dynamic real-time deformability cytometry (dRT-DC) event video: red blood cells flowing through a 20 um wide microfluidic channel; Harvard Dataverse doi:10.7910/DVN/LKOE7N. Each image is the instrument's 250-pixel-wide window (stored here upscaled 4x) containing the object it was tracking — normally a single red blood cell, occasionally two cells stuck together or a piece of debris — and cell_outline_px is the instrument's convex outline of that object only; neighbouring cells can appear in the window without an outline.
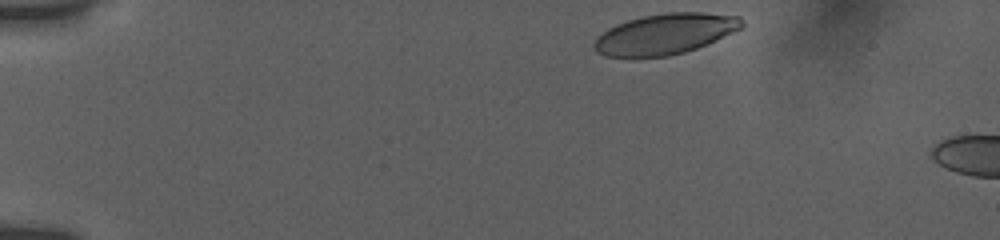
{"species": "human", "species_latin": "Homo sapiens", "temperature_condition": "room temperature", "stored_images_in_passage": 39, "camera_frame_rate_fps": 3000, "um_per_image_px": 0.085, "donor": {"sex": "female"}, "frame": {"image": 1, "passage_image": 1, "time_ms": 0.0, "image_size_px": [1000, 240], "cell_outline_px": [[744, 24], [740, 28], [732, 32], [696, 48], [684, 52], [668, 56], [604, 56], [596, 52], [592, 48], [592, 44], [596, 36], [608, 28], [616, 24], [628, 20], [644, 16], [664, 12], [700, 12], [740, 16], [744, 20]], "centroid_in_image_um": [56.48, 2.87], "position_along_channel_um": 28.5, "area_um2": 34.8}}
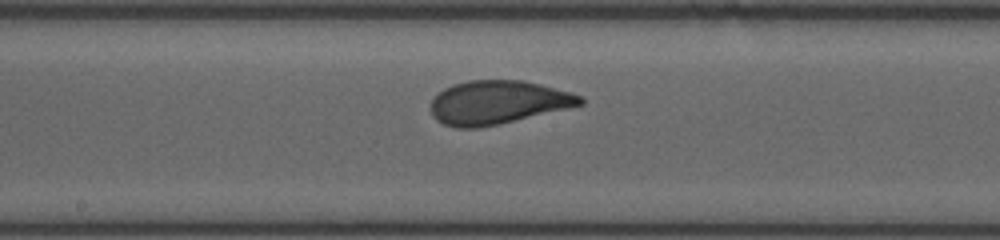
{"frame": {"image": 2, "passage_image": 22, "time_ms": 7.0, "image_size_px": [1000, 240], "cell_outline_px": [[584, 104], [568, 108], [496, 124], [476, 128], [456, 128], [444, 124], [436, 120], [432, 116], [428, 108], [432, 100], [444, 88], [452, 84], [468, 80], [524, 80], [572, 92], [580, 96], [584, 100]], "centroid_in_image_um": [42.27, 8.69], "position_along_channel_um": 205.9, "area_um2": 37.86}}
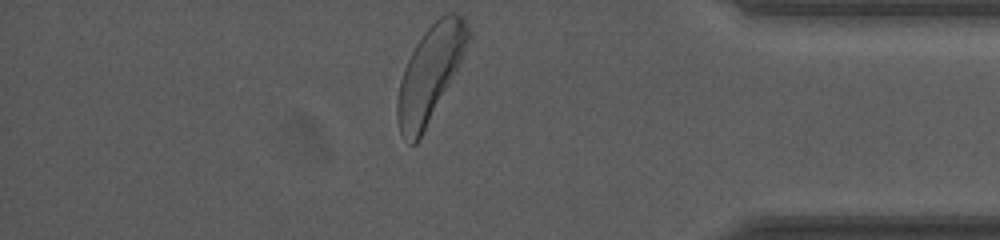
{"frame": {"image": 3, "passage_image": 39, "time_ms": 12.667, "image_size_px": [1000, 240], "cell_outline_px": [[472, 36], [460, 64], [416, 144], [408, 144], [400, 132], [396, 116], [396, 104], [400, 80], [404, 68], [416, 44], [424, 32], [440, 16], [448, 12], [456, 12], [464, 20], [472, 32]], "centroid_in_image_um": [36.56, 6.22], "position_along_channel_um": 398.6, "area_um2": 38.73}, "authors_computed_cell_mechanics": {"area_um2": 37.5122, "velocity_mm_per_s": 3.8178, "shape_relaxation_time_tau1_ms": 2.3124, "shape_relaxation_time_tau2_ms": 0.7916, "deformation_change_tau1": 0.1277, "deformation_change_tau2": 0.0669}}